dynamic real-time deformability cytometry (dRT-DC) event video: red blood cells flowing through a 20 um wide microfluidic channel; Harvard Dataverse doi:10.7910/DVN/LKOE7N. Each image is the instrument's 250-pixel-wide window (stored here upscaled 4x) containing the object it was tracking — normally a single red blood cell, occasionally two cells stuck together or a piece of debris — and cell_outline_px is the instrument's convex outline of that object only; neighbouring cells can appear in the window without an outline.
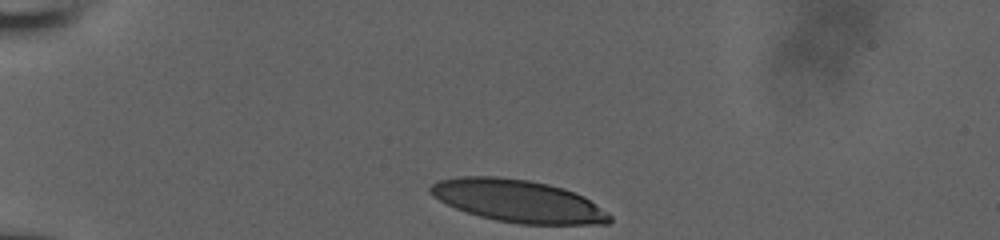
{"species": "human", "species_latin": "Homo sapiens", "temperature_condition": "room temperature", "stored_images_in_passage": 33, "camera_frame_rate_fps": 3000, "um_per_image_px": 0.085, "donor": {"sex": "male"}, "frame": {"image": 1, "passage_image": 1, "time_ms": 0.0, "image_size_px": [1000, 240], "cell_outline_px": [[612, 220], [608, 224], [520, 224], [496, 220], [480, 216], [456, 208], [432, 196], [428, 192], [428, 188], [436, 180], [460, 176], [500, 176], [528, 180], [548, 184], [564, 188], [584, 196], [608, 212], [612, 216]], "centroid_in_image_um": [44.04, 17.07], "position_along_channel_um": 41.0, "area_um2": 44.45}}
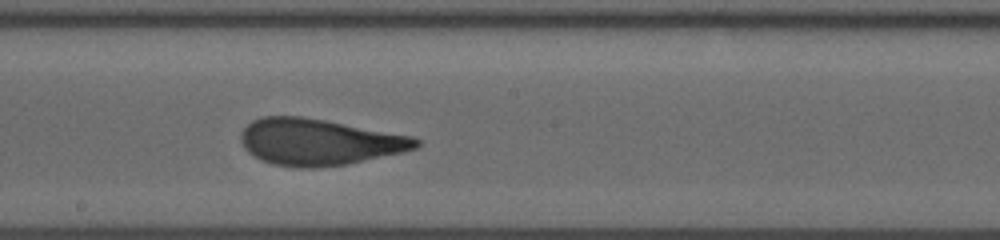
{"frame": {"image": 2, "passage_image": 19, "time_ms": 6.0, "image_size_px": [1000, 240], "cell_outline_px": [[420, 144], [416, 148], [404, 152], [348, 164], [316, 168], [296, 168], [272, 164], [260, 160], [248, 152], [244, 148], [240, 140], [240, 132], [252, 120], [264, 116], [300, 116], [324, 120], [412, 136], [420, 140]], "centroid_in_image_um": [27.08, 12.08], "position_along_channel_um": 221.1, "area_um2": 47.51}}
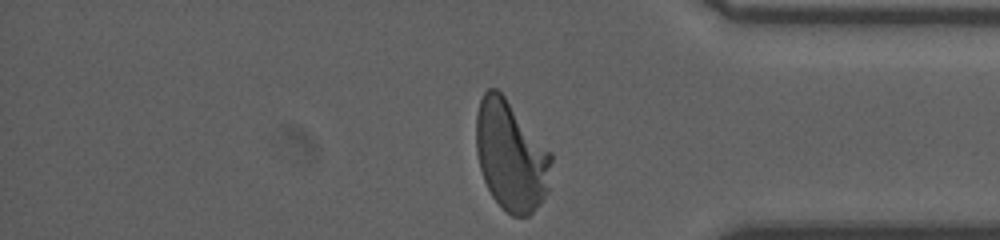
{"frame": {"image": 3, "passage_image": 33, "time_ms": 10.667, "image_size_px": [1000, 240], "cell_outline_px": [[552, 160], [548, 192], [540, 204], [528, 216], [512, 216], [492, 196], [484, 180], [480, 168], [476, 152], [476, 116], [480, 100], [484, 92], [488, 88], [496, 88], [504, 96], [552, 152]], "centroid_in_image_um": [43.44, 13.24], "position_along_channel_um": 391.8, "area_um2": 48.09}, "authors_computed_cell_mechanics": {"area_um2": 47.1648, "velocity_mm_per_s": 3.9169, "shape_relaxation_time_tau1_ms": 4.5483, "shape_relaxation_time_tau2_ms": 0.7934, "deformation_change_tau1": 0.2194, "deformation_change_tau2": 0.0907}}